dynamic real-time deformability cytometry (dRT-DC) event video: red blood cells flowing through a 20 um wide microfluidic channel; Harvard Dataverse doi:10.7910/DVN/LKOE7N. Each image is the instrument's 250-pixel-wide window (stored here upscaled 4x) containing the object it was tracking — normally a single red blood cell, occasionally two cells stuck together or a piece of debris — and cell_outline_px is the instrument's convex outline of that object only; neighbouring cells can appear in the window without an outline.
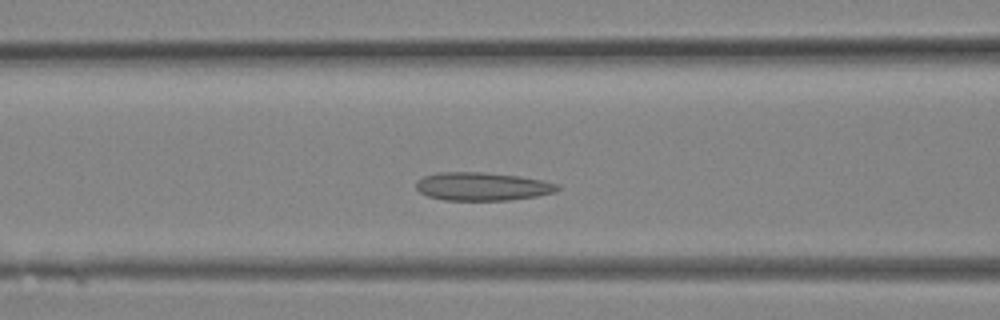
{"species": "Egyptian fruit bat (a non-hibernating species)", "species_latin": "Rousettus aegyptiacus", "temperature_condition": "room temperature", "stored_images_in_passage": 26, "camera_frame_rate_fps": 3000, "um_per_image_px": 0.085, "animal": {"sex": "female"}, "frame": {"image": 1, "passage_image": 9, "time_ms": 2.667, "image_size_px": [1000, 320], "cell_outline_px": [[560, 188], [556, 192], [536, 196], [508, 200], [444, 200], [428, 196], [420, 192], [416, 188], [416, 180], [424, 176], [436, 172], [484, 172], [520, 176], [544, 180], [560, 184]], "centroid_in_image_um": [41.01, 15.84], "position_along_channel_um": 125.6, "area_um2": 23.47}}
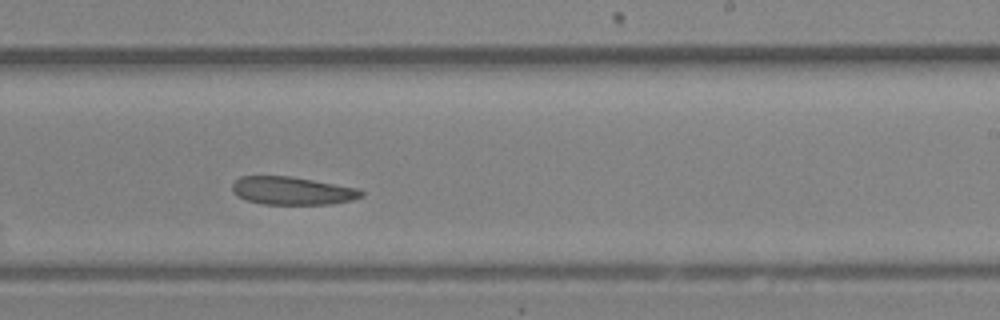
{"frame": {"image": 2, "passage_image": 15, "time_ms": 4.667, "image_size_px": [1000, 320], "cell_outline_px": [[364, 196], [352, 200], [328, 204], [264, 204], [248, 200], [240, 196], [232, 188], [232, 184], [240, 176], [292, 176], [360, 188], [364, 192]], "centroid_in_image_um": [24.92, 16.2], "position_along_channel_um": 264.1, "area_um2": 20.98}}
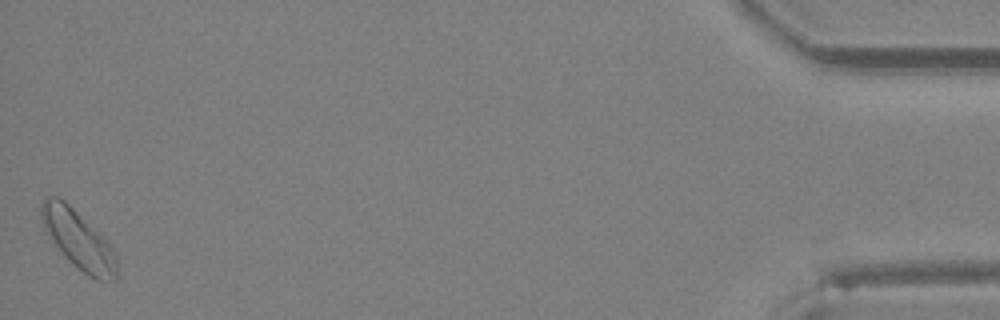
{"frame": {"image": 3, "passage_image": 26, "time_ms": 8.333, "image_size_px": [1000, 320], "cell_outline_px": [[120, 272], [116, 280], [96, 280], [88, 276], [76, 268], [64, 256], [44, 232], [40, 216], [40, 204], [44, 196], [56, 196], [64, 200], [108, 240], [116, 256]], "centroid_in_image_um": [6.66, 20.39], "position_along_channel_um": 428.5, "area_um2": 26.41}}